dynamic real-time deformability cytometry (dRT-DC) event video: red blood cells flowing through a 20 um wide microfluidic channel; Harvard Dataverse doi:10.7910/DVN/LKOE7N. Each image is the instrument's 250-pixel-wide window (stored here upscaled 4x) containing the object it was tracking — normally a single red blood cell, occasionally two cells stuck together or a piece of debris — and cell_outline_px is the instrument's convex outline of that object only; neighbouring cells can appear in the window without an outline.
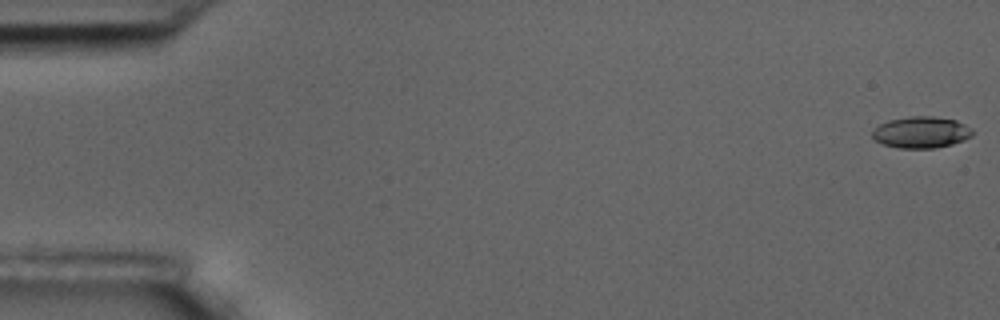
{"species": "common noctule bat (a hibernating species)", "species_latin": "Nyctalus noctula", "temperature_condition": "room temperature", "stored_images_in_passage": 15, "camera_frame_rate_fps": 3000, "um_per_image_px": 0.085, "animal": {"sex": "male", "body_mass_g": 17.5, "forearm_length_mm": 52.3}, "frame": {"image": 1, "passage_image": 1, "time_ms": 0.0, "image_size_px": [1000, 320], "cell_outline_px": [[972, 136], [964, 140], [952, 144], [936, 148], [896, 148], [884, 144], [876, 140], [872, 136], [872, 132], [880, 124], [888, 120], [908, 116], [932, 116], [956, 120], [964, 124], [972, 132]], "centroid_in_image_um": [78.29, 11.24], "position_along_channel_um": 6.7, "area_um2": 18.26}}